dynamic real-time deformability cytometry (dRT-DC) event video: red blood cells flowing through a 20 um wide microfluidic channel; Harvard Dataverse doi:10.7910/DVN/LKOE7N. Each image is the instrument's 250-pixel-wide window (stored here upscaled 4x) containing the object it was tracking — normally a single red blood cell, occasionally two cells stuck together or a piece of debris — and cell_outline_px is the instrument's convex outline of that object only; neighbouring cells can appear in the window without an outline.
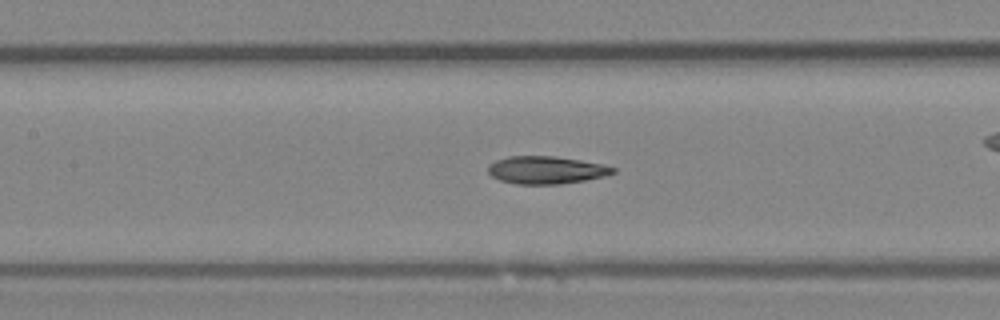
{"species": "Egyptian fruit bat (a non-hibernating species)", "species_latin": "Rousettus aegyptiacus", "temperature_condition": "room temperature", "stored_images_in_passage": 49, "camera_frame_rate_fps": 3000, "um_per_image_px": 0.085, "animal": {"sex": "female"}, "frame": {"image": 1, "passage_image": 22, "time_ms": 7.0, "image_size_px": [1000, 320], "cell_outline_px": [[616, 172], [604, 176], [584, 180], [560, 184], [516, 184], [500, 180], [492, 176], [488, 172], [488, 164], [496, 160], [508, 156], [552, 156], [580, 160], [604, 164], [616, 168]], "centroid_in_image_um": [46.42, 14.45], "position_along_channel_um": 161.0, "area_um2": 20.11}}
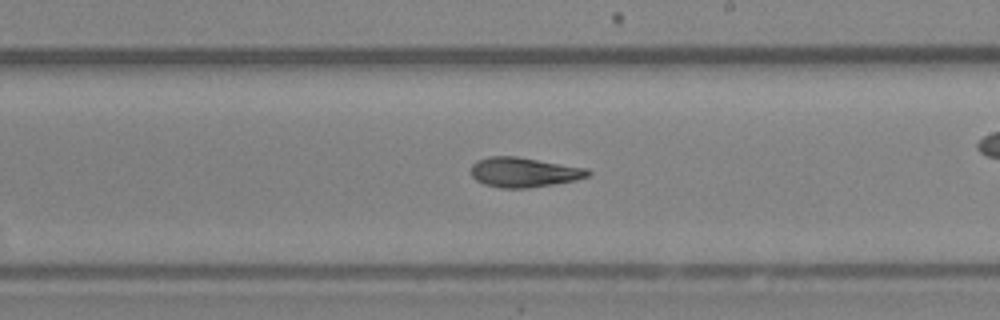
{"frame": {"image": 2, "passage_image": 28, "time_ms": 9.0, "image_size_px": [1000, 320], "cell_outline_px": [[592, 172], [588, 176], [576, 180], [528, 188], [500, 188], [484, 184], [476, 180], [472, 176], [472, 164], [476, 160], [488, 156], [516, 156], [588, 168]], "centroid_in_image_um": [44.53, 14.63], "position_along_channel_um": 244.5, "area_um2": 20.35}, "authors_computed_cell_mechanics": {"area_um2": 20.4612, "velocity_mm_per_s": 4.2087, "shape_relaxation_time_tau1_ms": null, "shape_relaxation_time_tau2_ms": 2.1658, "deformation_change_tau1": null, "deformation_change_tau2": 0.0965}}